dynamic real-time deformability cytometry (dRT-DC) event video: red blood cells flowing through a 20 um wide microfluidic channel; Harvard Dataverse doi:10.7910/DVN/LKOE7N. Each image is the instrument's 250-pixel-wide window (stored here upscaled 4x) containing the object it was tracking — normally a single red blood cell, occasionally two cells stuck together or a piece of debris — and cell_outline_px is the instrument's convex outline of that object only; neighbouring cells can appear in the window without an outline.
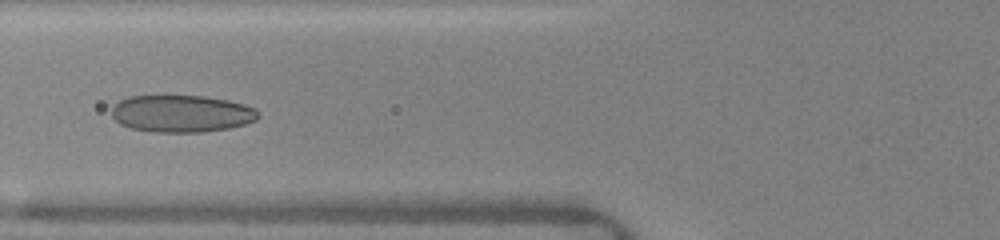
{"species": "human", "species_latin": "Homo sapiens", "temperature_condition": "warm", "stored_images_in_passage": 26, "camera_frame_rate_fps": 3000, "um_per_image_px": 0.085, "donor": {"sex": "female"}, "frame": {"image": 1, "passage_image": 16, "time_ms": 5.333, "image_size_px": [1000, 240], "cell_outline_px": [[260, 116], [256, 120], [244, 124], [228, 128], [200, 132], [152, 132], [132, 128], [120, 124], [112, 116], [112, 108], [120, 100], [128, 96], [204, 96], [228, 100], [244, 104], [256, 108], [260, 112]], "centroid_in_image_um": [15.46, 9.65], "position_along_channel_um": 110.3, "area_um2": 31.73}}
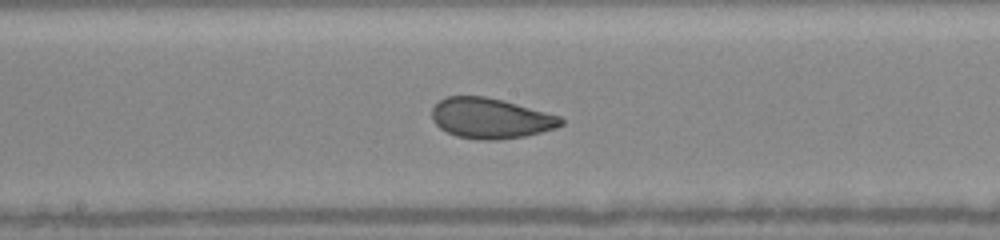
{"frame": {"image": 2, "passage_image": 22, "time_ms": 7.667, "image_size_px": [1000, 240], "cell_outline_px": [[564, 124], [556, 128], [524, 136], [496, 140], [480, 140], [456, 136], [440, 128], [432, 120], [432, 108], [440, 100], [448, 96], [484, 96], [504, 100], [560, 116], [564, 120]], "centroid_in_image_um": [41.7, 10.05], "position_along_channel_um": 206.5, "area_um2": 30.35}}
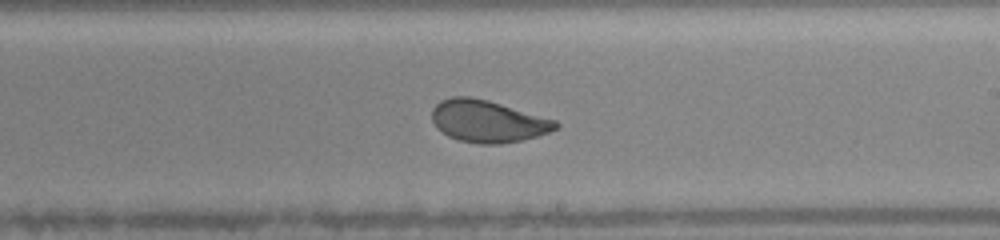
{"frame": {"image": 3, "passage_image": 25, "time_ms": 8.667, "image_size_px": [1000, 240], "cell_outline_px": [[560, 124], [556, 128], [548, 132], [536, 136], [520, 140], [500, 144], [480, 144], [460, 140], [448, 136], [436, 128], [432, 120], [432, 108], [440, 100], [452, 96], [472, 96], [488, 100], [556, 120]], "centroid_in_image_um": [41.42, 10.29], "position_along_channel_um": 247.6, "area_um2": 30.29}}